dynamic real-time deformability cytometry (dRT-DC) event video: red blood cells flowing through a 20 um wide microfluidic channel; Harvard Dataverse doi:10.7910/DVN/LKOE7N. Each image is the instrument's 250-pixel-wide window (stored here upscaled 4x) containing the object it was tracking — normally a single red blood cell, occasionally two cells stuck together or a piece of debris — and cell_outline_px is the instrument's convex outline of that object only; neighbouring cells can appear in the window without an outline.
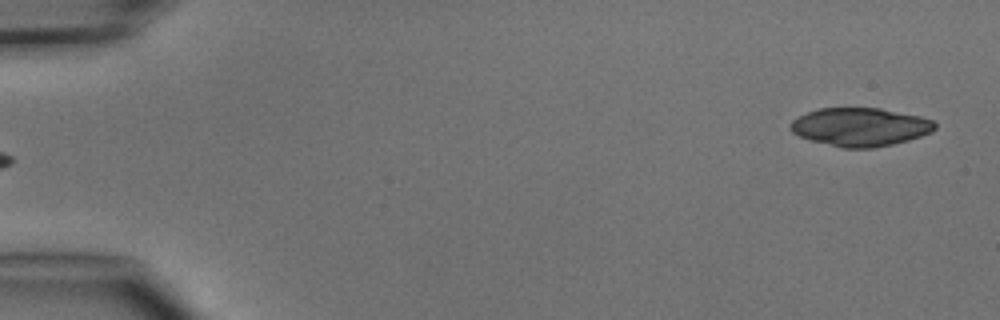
{"species": "common noctule bat (a hibernating species)", "species_latin": "Nyctalus noctula", "temperature_condition": "cold", "stored_images_in_passage": 5, "segment_of_instrument_passage": [2, 2], "camera_frame_rate_fps": 3000, "um_per_image_px": 0.085, "animal": {"sex": "male", "body_mass_g": 15.6}, "frame": {"image": 1, "passage_image": 5, "time_ms": 4.667, "image_size_px": [1000, 320], "cell_outline_px": [[936, 128], [932, 132], [908, 140], [892, 144], [872, 148], [840, 148], [812, 140], [800, 136], [792, 132], [792, 120], [808, 112], [820, 108], [880, 108], [920, 116], [932, 120], [936, 124]], "centroid_in_image_um": [73.15, 10.79], "position_along_channel_um": 11.9, "area_um2": 32.02}}